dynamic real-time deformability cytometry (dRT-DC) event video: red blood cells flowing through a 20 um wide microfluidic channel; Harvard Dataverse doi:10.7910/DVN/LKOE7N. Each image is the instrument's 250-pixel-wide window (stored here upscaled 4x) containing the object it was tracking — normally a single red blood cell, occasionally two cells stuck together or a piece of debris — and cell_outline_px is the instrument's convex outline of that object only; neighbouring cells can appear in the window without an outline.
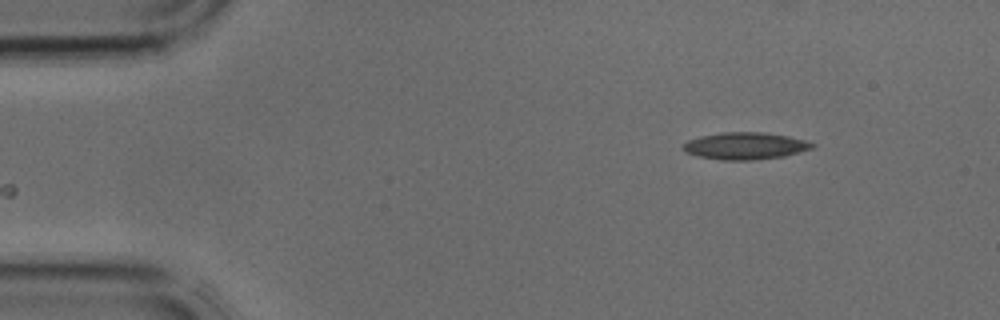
{"species": "common noctule bat (a hibernating species)", "species_latin": "Nyctalus noctula", "temperature_condition": "cold", "stored_images_in_passage": 3, "camera_frame_rate_fps": 3000, "um_per_image_px": 0.085, "animal": {"sex": "male", "body_mass_g": 17.9, "forearm_length_mm": 54.2}, "frame": {"image": 1, "passage_image": 3, "time_ms": 0.667, "image_size_px": [1000, 320], "cell_outline_px": [[816, 144], [812, 148], [784, 156], [756, 160], [724, 160], [696, 156], [684, 152], [684, 144], [688, 140], [700, 136], [720, 132], [764, 132], [788, 136], [804, 140]], "centroid_in_image_um": [63.32, 12.4], "position_along_channel_um": 21.7, "area_um2": 20.35}}